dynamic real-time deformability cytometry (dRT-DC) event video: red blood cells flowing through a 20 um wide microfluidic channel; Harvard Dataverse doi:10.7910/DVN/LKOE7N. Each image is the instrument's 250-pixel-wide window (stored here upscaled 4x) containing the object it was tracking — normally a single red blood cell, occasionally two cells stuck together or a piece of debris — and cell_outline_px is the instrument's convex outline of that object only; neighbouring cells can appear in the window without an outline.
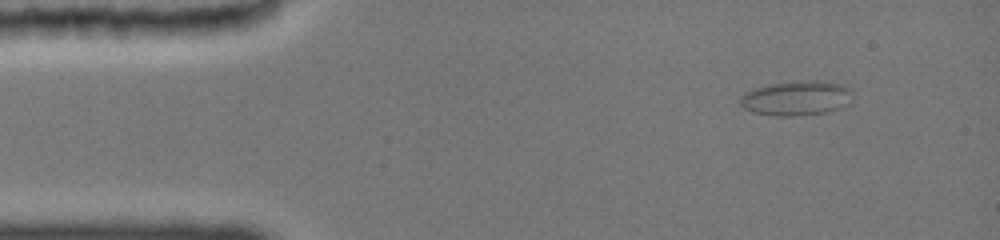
{"species": "common noctule bat (a hibernating species)", "species_latin": "Nyctalus noctula", "temperature_condition": "cold", "stored_images_in_passage": 56, "camera_frame_rate_fps": 3000, "um_per_image_px": 0.085, "animal": {"sex": "female", "body_mass_g": 19.0, "forearm_length_mm": 51.5}, "frame": {"image": 1, "passage_image": 1, "time_ms": 0.0, "image_size_px": [1000, 240], "cell_outline_px": [[852, 100], [848, 104], [836, 108], [820, 112], [756, 112], [740, 104], [736, 100], [744, 92], [752, 88], [768, 84], [800, 80], [816, 80], [844, 84], [852, 88]], "centroid_in_image_um": [67.73, 8.23], "position_along_channel_um": 17.3, "area_um2": 21.62}}
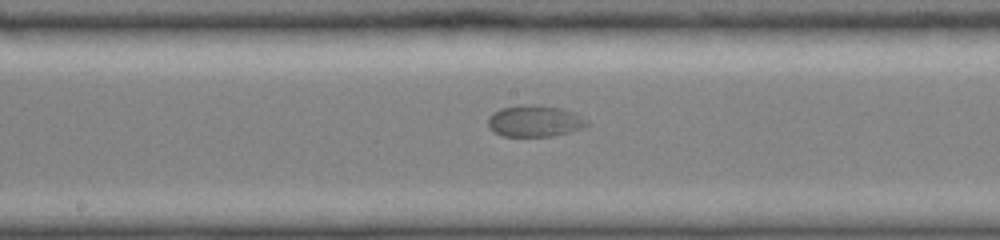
{"frame": {"image": 2, "passage_image": 26, "time_ms": 7.0, "image_size_px": [1000, 240], "cell_outline_px": [[588, 124], [580, 128], [568, 132], [548, 136], [500, 136], [492, 132], [488, 124], [488, 116], [492, 112], [500, 108], [524, 104], [536, 104], [560, 108], [568, 112]], "centroid_in_image_um": [45.27, 10.29], "position_along_channel_um": 202.9, "area_um2": 17.69}}
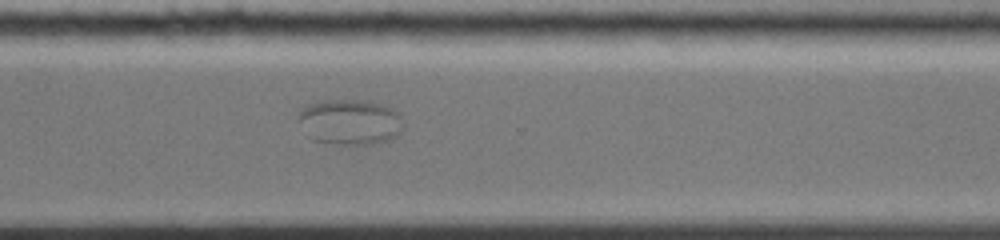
{"frame": {"image": 3, "passage_image": 40, "time_ms": 10.667, "image_size_px": [1000, 240], "cell_outline_px": [[400, 128], [396, 136], [392, 140], [372, 144], [340, 144], [312, 140], [308, 136], [296, 120], [300, 112], [308, 104], [324, 100], [360, 100], [380, 104], [392, 108], [400, 116]], "centroid_in_image_um": [29.69, 10.37], "position_along_channel_um": 340.9, "area_um2": 27.63}}